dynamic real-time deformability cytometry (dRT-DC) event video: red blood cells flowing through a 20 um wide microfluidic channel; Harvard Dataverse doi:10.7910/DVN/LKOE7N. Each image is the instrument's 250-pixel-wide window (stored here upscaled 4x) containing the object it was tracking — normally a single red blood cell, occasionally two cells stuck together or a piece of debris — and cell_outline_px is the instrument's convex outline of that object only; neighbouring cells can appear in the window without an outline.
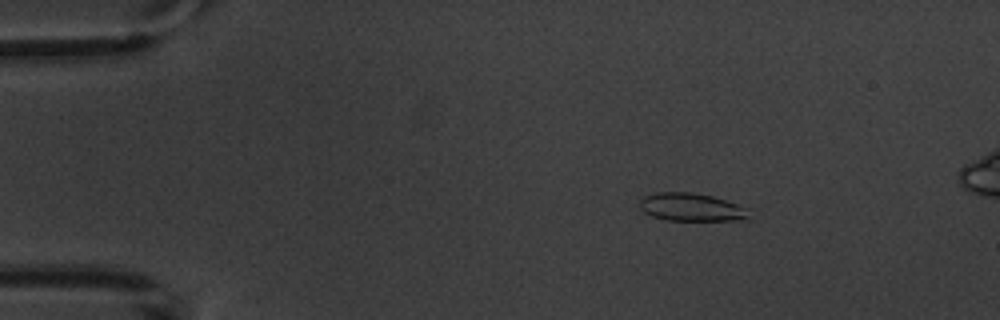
{"species": "common noctule bat (a hibernating species)", "species_latin": "Nyctalus noctula", "temperature_condition": "warm", "stored_images_in_passage": 7, "camera_frame_rate_fps": 3000, "um_per_image_px": 0.085, "animal": {"sex": "male", "body_mass_g": 20.1, "forearm_length_mm": 53.5}, "frame": {"image": 1, "passage_image": 3, "time_ms": 2.333, "image_size_px": [1000, 320], "cell_outline_px": [[752, 220], [664, 220], [652, 216], [644, 212], [640, 208], [640, 200], [644, 196], [656, 192], [692, 192], [712, 196], [748, 208]], "centroid_in_image_um": [58.79, 17.62], "position_along_channel_um": 26.2, "area_um2": 17.98}}
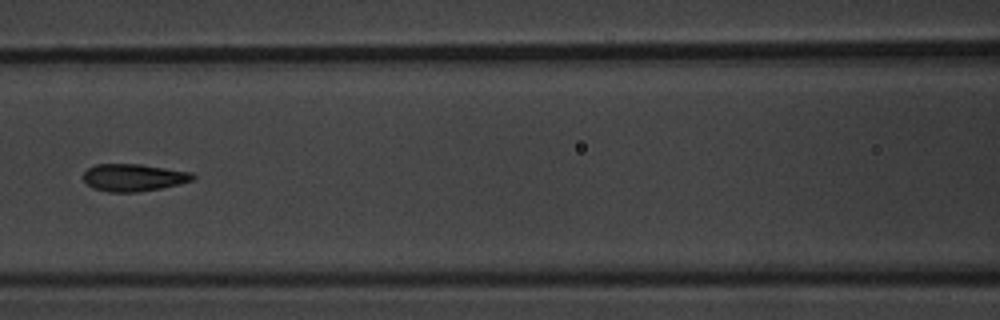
{"frame": {"image": 2, "passage_image": 7, "time_ms": 7.667, "image_size_px": [1000, 320], "cell_outline_px": [[196, 176], [192, 180], [160, 188], [140, 192], [108, 192], [92, 188], [84, 180], [84, 172], [88, 168], [96, 164], [140, 164], [192, 172]], "centroid_in_image_um": [11.33, 15.09], "position_along_channel_um": 155.3, "area_um2": 17.34}}